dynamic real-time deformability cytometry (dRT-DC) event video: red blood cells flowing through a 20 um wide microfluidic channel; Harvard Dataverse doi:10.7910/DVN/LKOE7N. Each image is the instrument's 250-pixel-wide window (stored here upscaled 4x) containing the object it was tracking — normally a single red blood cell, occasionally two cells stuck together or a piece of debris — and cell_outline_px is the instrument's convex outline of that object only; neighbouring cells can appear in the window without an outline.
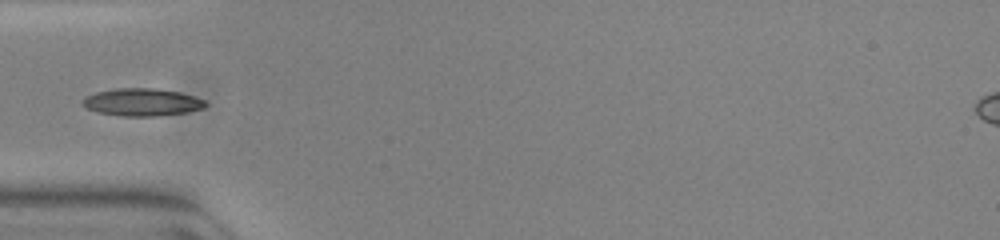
{"species": "common noctule bat (a hibernating species)", "species_latin": "Nyctalus noctula", "temperature_condition": "warm", "stored_images_in_passage": 36, "camera_frame_rate_fps": 3000, "um_per_image_px": 0.085, "animal": {"sex": "female", "body_mass_g": 23.0, "forearm_length_mm": 53.4}, "frame": {"image": 1, "passage_image": 1, "time_ms": 0.0, "image_size_px": [1000, 240], "cell_outline_px": [[208, 104], [204, 108], [184, 112], [156, 116], [124, 116], [100, 112], [88, 108], [80, 104], [84, 96], [96, 92], [116, 88], [156, 88], [180, 92], [204, 100]], "centroid_in_image_um": [12.05, 8.67], "position_along_channel_um": 72.9, "area_um2": 19.59}}
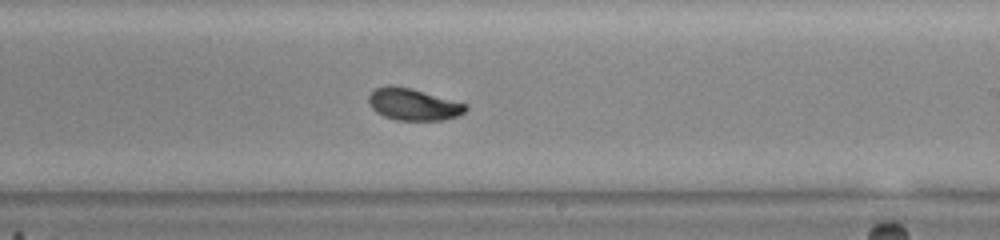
{"frame": {"image": 2, "passage_image": 15, "time_ms": 4.667, "image_size_px": [1000, 240], "cell_outline_px": [[468, 108], [464, 112], [456, 116], [444, 120], [396, 120], [384, 116], [376, 112], [368, 104], [368, 96], [376, 88], [388, 84], [392, 84], [412, 88], [468, 104]], "centroid_in_image_um": [35.11, 8.86], "position_along_channel_um": 253.9, "area_um2": 18.21}}
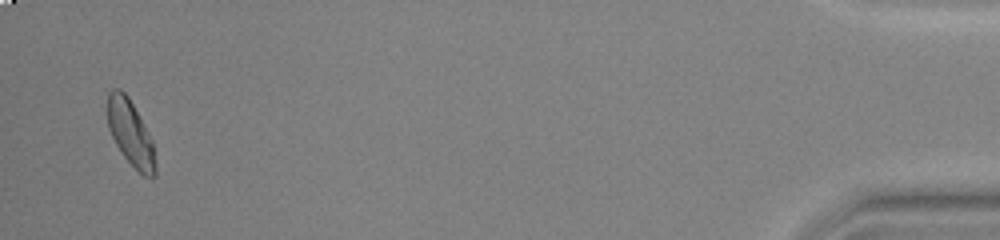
{"frame": {"image": 3, "passage_image": 35, "time_ms": 11.333, "image_size_px": [1000, 240], "cell_outline_px": [[156, 176], [144, 176], [120, 152], [108, 128], [108, 92], [112, 88], [120, 88], [128, 96], [152, 140], [156, 164]], "centroid_in_image_um": [11.09, 11.3], "position_along_channel_um": 424.1, "area_um2": 17.98}}